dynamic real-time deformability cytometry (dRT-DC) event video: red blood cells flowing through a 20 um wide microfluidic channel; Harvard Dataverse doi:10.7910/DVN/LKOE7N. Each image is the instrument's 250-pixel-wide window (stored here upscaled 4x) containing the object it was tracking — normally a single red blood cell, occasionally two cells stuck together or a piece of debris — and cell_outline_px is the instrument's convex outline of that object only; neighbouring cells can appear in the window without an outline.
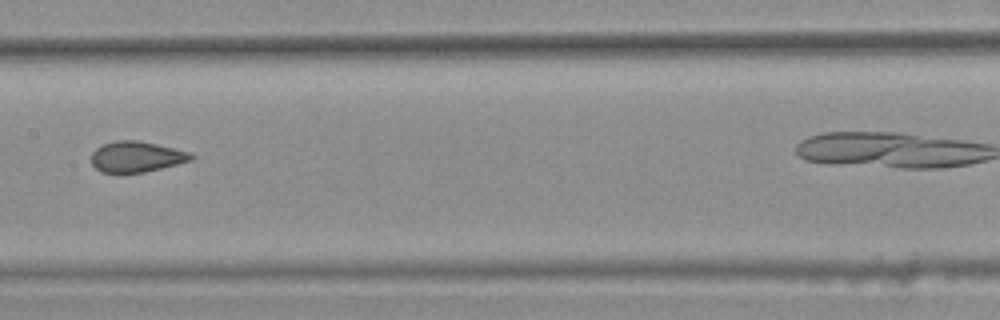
{"species": "common noctule bat (a hibernating species)", "species_latin": "Nyctalus noctula", "temperature_condition": "warm", "stored_images_in_passage": 7, "camera_frame_rate_fps": 3000, "um_per_image_px": 0.085, "animal": {"sex": "female", "body_mass_g": 25.1}, "frame": {"image": 1, "passage_image": 6, "time_ms": 1.667, "image_size_px": [1000, 320], "cell_outline_px": [[196, 156], [192, 160], [144, 172], [100, 172], [92, 164], [92, 152], [96, 148], [104, 144], [116, 140], [136, 140], [156, 144], [188, 152]], "centroid_in_image_um": [11.58, 13.32], "position_along_channel_um": 195.8, "area_um2": 17.57}}